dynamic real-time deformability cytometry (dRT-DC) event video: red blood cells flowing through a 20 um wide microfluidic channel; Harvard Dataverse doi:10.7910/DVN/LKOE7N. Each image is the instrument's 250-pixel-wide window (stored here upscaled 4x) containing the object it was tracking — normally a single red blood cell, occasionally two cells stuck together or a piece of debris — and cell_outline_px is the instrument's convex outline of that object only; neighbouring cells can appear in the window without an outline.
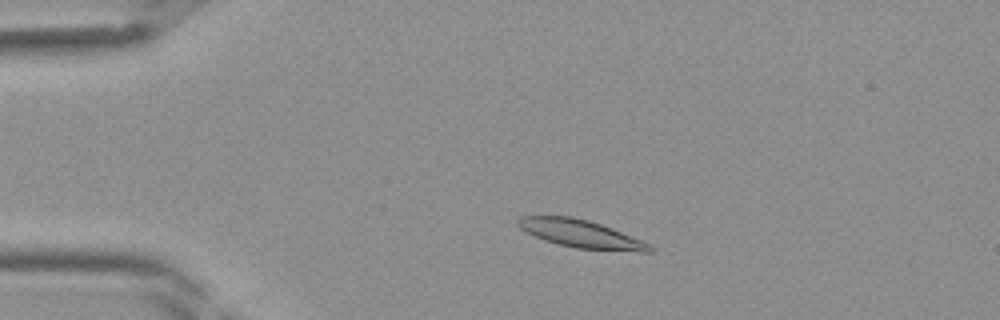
{"species": "Egyptian fruit bat (a non-hibernating species)", "species_latin": "Rousettus aegyptiacus", "temperature_condition": "room temperature", "stored_images_in_passage": 39, "camera_frame_rate_fps": 3000, "um_per_image_px": 0.085, "frame": {"image": 1, "passage_image": 7, "time_ms": 2.0, "image_size_px": [1000, 320], "cell_outline_px": [[656, 248], [652, 252], [640, 252], [576, 248], [556, 244], [544, 240], [520, 228], [516, 224], [516, 220], [520, 216], [572, 216], [588, 220], [612, 228], [652, 244]], "centroid_in_image_um": [49.42, 19.88], "position_along_channel_um": 35.6, "area_um2": 21.5}}
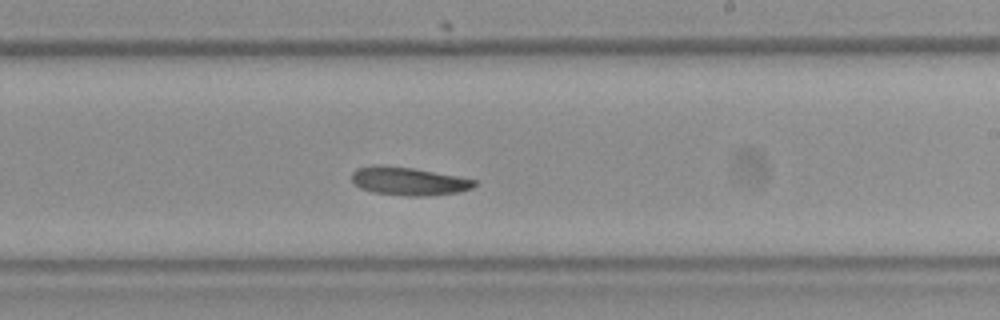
{"frame": {"image": 2, "passage_image": 23, "time_ms": 7.333, "image_size_px": [1000, 320], "cell_outline_px": [[476, 184], [472, 188], [460, 192], [428, 196], [408, 196], [372, 192], [360, 188], [352, 184], [352, 172], [356, 168], [376, 164], [380, 164], [412, 168], [456, 176], [476, 180]], "centroid_in_image_um": [34.68, 15.4], "position_along_channel_um": 254.3, "area_um2": 20.29}}
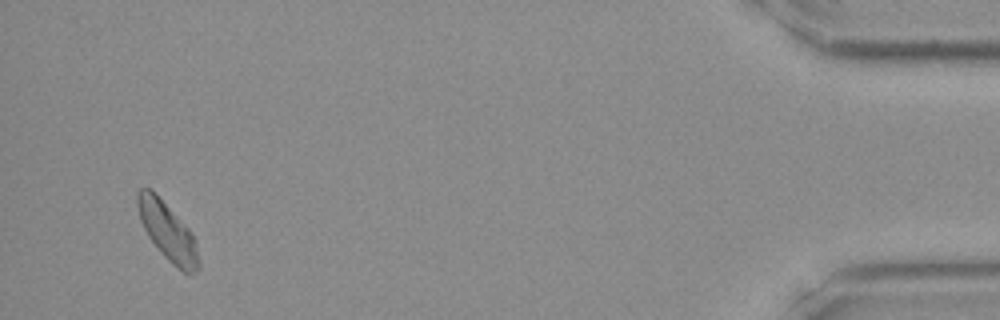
{"frame": {"image": 3, "passage_image": 38, "time_ms": 12.333, "image_size_px": [1000, 320], "cell_outline_px": [[200, 268], [196, 272], [184, 272], [176, 268], [164, 256], [148, 236], [140, 220], [136, 204], [136, 192], [140, 188], [148, 188], [192, 232], [200, 260]], "centroid_in_image_um": [14.24, 19.72], "position_along_channel_um": 421.0, "area_um2": 20.11}}